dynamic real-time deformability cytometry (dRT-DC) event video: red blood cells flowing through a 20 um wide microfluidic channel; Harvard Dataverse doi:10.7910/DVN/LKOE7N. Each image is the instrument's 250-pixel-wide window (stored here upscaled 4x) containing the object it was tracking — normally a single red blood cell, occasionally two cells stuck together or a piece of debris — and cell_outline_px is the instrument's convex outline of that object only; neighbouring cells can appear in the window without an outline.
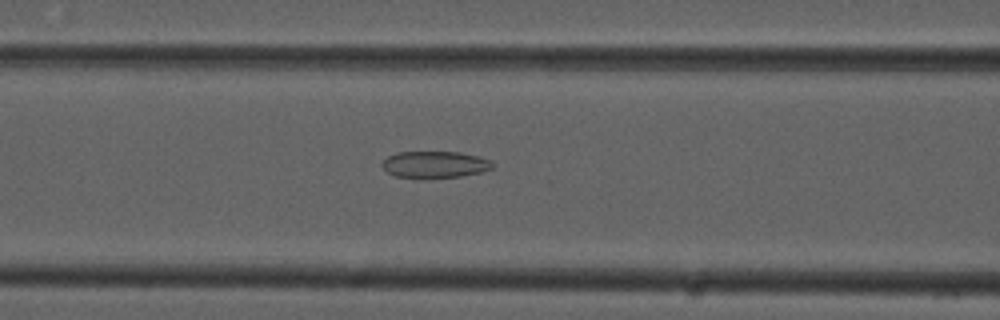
{"species": "common noctule bat (a hibernating species)", "species_latin": "Nyctalus noctula", "temperature_condition": "cold", "stored_images_in_passage": 37, "camera_frame_rate_fps": 3000, "um_per_image_px": 0.085, "animal": {"sex": "male", "forearm_length_mm": 52.5}, "frame": {"image": 1, "passage_image": 15, "time_ms": 4.667, "image_size_px": [1000, 320], "cell_outline_px": [[496, 164], [492, 168], [480, 172], [460, 176], [396, 176], [388, 172], [380, 164], [388, 156], [396, 152], [460, 152], [480, 156], [492, 160]], "centroid_in_image_um": [37.02, 13.94], "position_along_channel_um": 129.6, "area_um2": 16.76}}
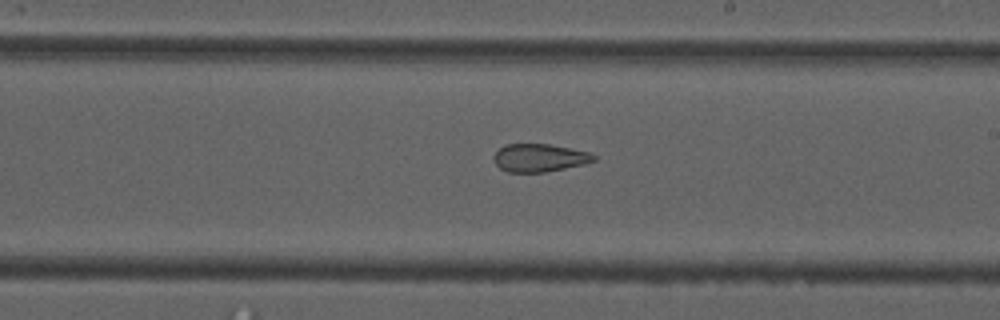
{"frame": {"image": 2, "passage_image": 24, "time_ms": 7.667, "image_size_px": [1000, 320], "cell_outline_px": [[596, 160], [584, 164], [544, 172], [508, 172], [500, 168], [496, 164], [492, 156], [504, 144], [548, 144], [588, 152], [596, 156]], "centroid_in_image_um": [45.82, 13.41], "position_along_channel_um": 243.2, "area_um2": 16.13}}
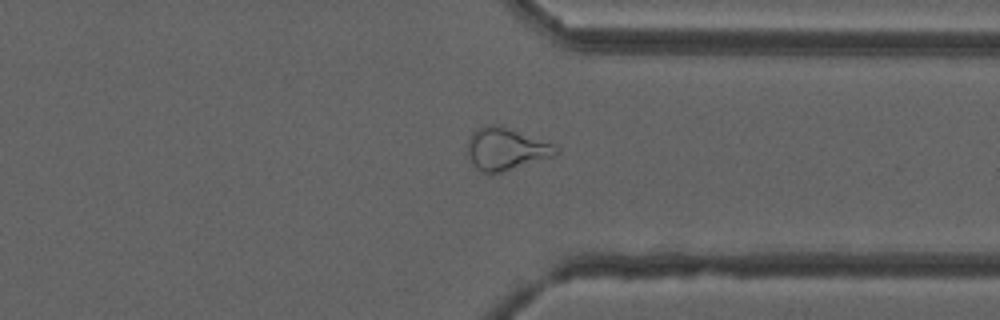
{"frame": {"image": 3, "passage_image": 34, "time_ms": 11.0, "image_size_px": [1000, 320], "cell_outline_px": [[556, 156], [488, 176], [480, 172], [476, 168], [468, 156], [468, 140], [472, 132], [480, 128], [492, 124], [500, 124], [552, 144], [556, 148]], "centroid_in_image_um": [42.96, 12.69], "position_along_channel_um": 368.4, "area_um2": 21.79}}